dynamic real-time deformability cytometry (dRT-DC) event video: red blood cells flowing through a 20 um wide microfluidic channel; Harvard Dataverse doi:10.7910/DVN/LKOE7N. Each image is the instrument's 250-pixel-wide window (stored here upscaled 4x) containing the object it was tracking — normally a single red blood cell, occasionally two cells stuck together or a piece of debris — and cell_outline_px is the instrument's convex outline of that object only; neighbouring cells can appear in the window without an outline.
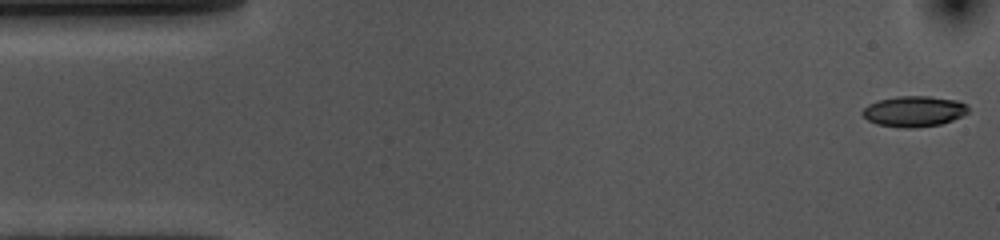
{"species": "common noctule bat (a hibernating species)", "species_latin": "Nyctalus noctula", "temperature_condition": "cold", "stored_images_in_passage": 54, "camera_frame_rate_fps": 3000, "um_per_image_px": 0.085, "animal": {"sex": "female", "body_mass_g": 10.0, "forearm_length_mm": 53.1}, "frame": {"image": 1, "passage_image": 1, "time_ms": 0.0, "image_size_px": [1000, 240], "cell_outline_px": [[968, 112], [952, 120], [940, 124], [912, 128], [900, 128], [876, 124], [868, 120], [860, 112], [868, 104], [880, 100], [900, 96], [928, 96], [956, 100], [968, 104]], "centroid_in_image_um": [77.68, 9.47], "position_along_channel_um": 7.3, "area_um2": 18.84}}
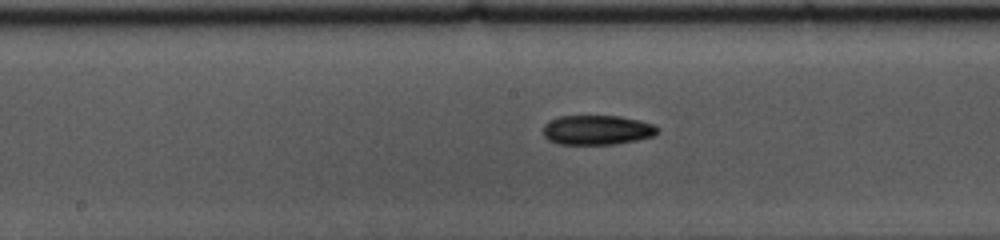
{"frame": {"image": 2, "passage_image": 26, "time_ms": 8.333, "image_size_px": [1000, 240], "cell_outline_px": [[660, 128], [656, 136], [616, 144], [560, 144], [548, 140], [544, 136], [544, 124], [548, 120], [560, 116], [620, 116], [640, 120], [652, 124]], "centroid_in_image_um": [50.77, 11.04], "position_along_channel_um": 197.4, "area_um2": 19.88}}
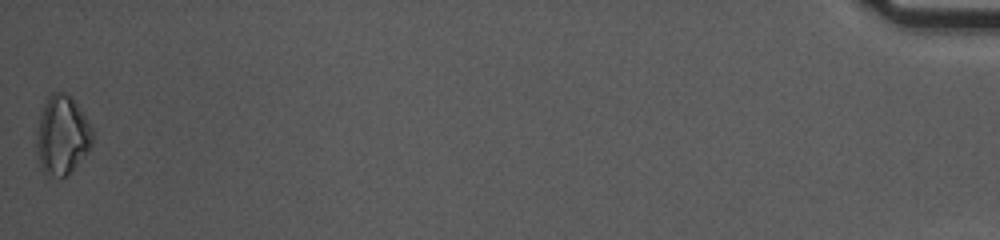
{"frame": {"image": 3, "passage_image": 54, "time_ms": 17.667, "image_size_px": [1000, 240], "cell_outline_px": [[92, 144], [88, 152], [68, 176], [60, 180], [44, 176], [40, 168], [36, 152], [36, 132], [40, 116], [44, 104], [48, 96], [52, 92], [64, 92], [72, 96], [88, 120], [92, 128]], "centroid_in_image_um": [5.26, 11.56], "position_along_channel_um": 429.9, "area_um2": 26.59}, "authors_computed_cell_mechanics": {"area_um2": 19.3919, "velocity_mm_per_s": 3.6028, "shape_relaxation_time_tau1_ms": 4.0536, "shape_relaxation_time_tau2_ms": null, "deformation_change_tau1": 0.1246, "deformation_change_tau2": null}}